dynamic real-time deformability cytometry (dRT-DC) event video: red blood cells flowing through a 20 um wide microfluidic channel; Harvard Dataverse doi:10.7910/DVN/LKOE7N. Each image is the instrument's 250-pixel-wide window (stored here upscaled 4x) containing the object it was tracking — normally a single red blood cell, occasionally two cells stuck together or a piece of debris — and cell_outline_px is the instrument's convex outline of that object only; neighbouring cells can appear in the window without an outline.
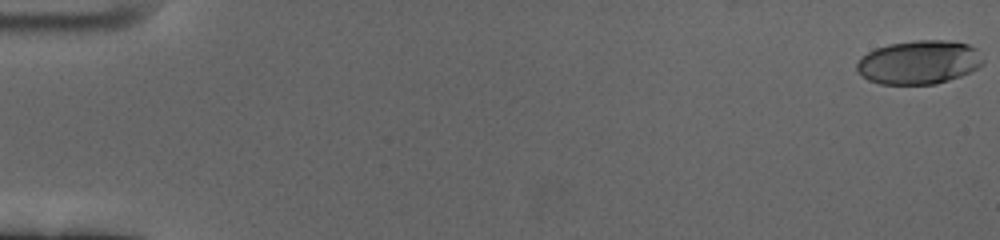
{"species": "human", "species_latin": "Homo sapiens", "temperature_condition": "cold", "stored_images_in_passage": 61, "camera_frame_rate_fps": 3000, "um_per_image_px": 0.085, "donor": {"sex": "female"}, "frame": {"image": 1, "passage_image": 1, "time_ms": 0.0, "image_size_px": [1000, 240], "cell_outline_px": [[984, 64], [960, 76], [936, 84], [880, 84], [868, 80], [856, 72], [856, 64], [860, 56], [876, 48], [888, 44], [916, 40], [948, 40], [968, 44], [976, 48], [984, 60]], "centroid_in_image_um": [78.08, 5.29], "position_along_channel_um": 6.9, "area_um2": 32.37}}
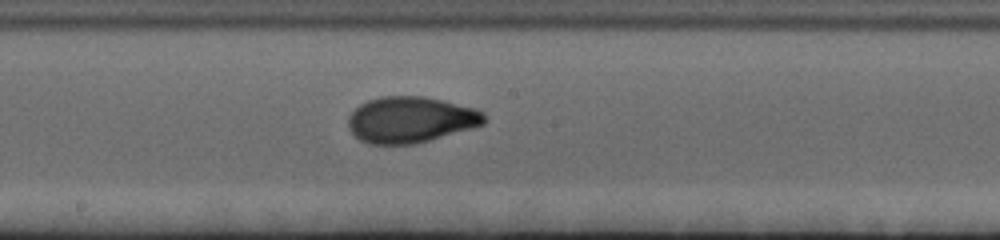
{"frame": {"image": 2, "passage_image": 34, "time_ms": 11.0, "image_size_px": [1000, 240], "cell_outline_px": [[484, 124], [472, 128], [416, 144], [368, 144], [360, 140], [348, 128], [348, 116], [360, 104], [368, 100], [380, 96], [424, 96], [444, 100], [476, 108], [484, 112]], "centroid_in_image_um": [34.9, 10.17], "position_along_channel_um": 213.3, "area_um2": 36.7}}
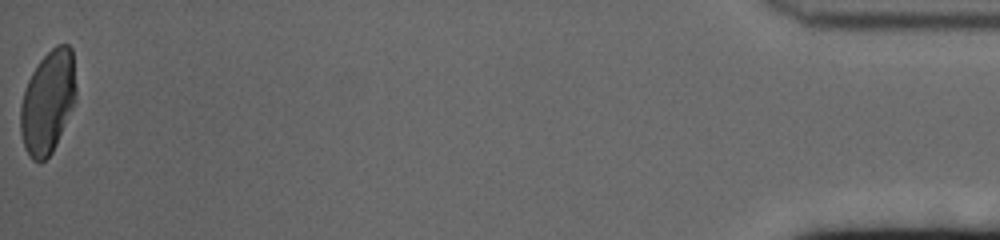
{"frame": {"image": 3, "passage_image": 61, "time_ms": 20.0, "image_size_px": [1000, 240], "cell_outline_px": [[76, 100], [56, 144], [52, 152], [40, 164], [32, 160], [24, 148], [20, 132], [20, 104], [28, 80], [32, 72], [40, 60], [56, 44], [68, 44], [72, 48], [76, 88]], "centroid_in_image_um": [4.06, 8.68], "position_along_channel_um": 431.1, "area_um2": 33.47}, "authors_computed_cell_mechanics": {"area_um2": 34.2176, "velocity_mm_per_s": 3.4195, "shape_relaxation_time_tau1_ms": 5.9747, "shape_relaxation_time_tau2_ms": 1.0226, "deformation_change_tau1": 0.2124, "deformation_change_tau2": 0.0484}}